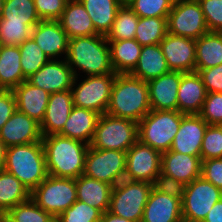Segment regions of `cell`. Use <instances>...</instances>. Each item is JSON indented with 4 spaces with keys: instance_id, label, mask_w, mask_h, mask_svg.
Returning <instances> with one entry per match:
<instances>
[{
    "instance_id": "cell-8",
    "label": "cell",
    "mask_w": 222,
    "mask_h": 222,
    "mask_svg": "<svg viewBox=\"0 0 222 222\" xmlns=\"http://www.w3.org/2000/svg\"><path fill=\"white\" fill-rule=\"evenodd\" d=\"M30 198L44 211L57 218L77 200L76 179L48 175L31 191Z\"/></svg>"
},
{
    "instance_id": "cell-45",
    "label": "cell",
    "mask_w": 222,
    "mask_h": 222,
    "mask_svg": "<svg viewBox=\"0 0 222 222\" xmlns=\"http://www.w3.org/2000/svg\"><path fill=\"white\" fill-rule=\"evenodd\" d=\"M41 20L58 21L68 0H33Z\"/></svg>"
},
{
    "instance_id": "cell-12",
    "label": "cell",
    "mask_w": 222,
    "mask_h": 222,
    "mask_svg": "<svg viewBox=\"0 0 222 222\" xmlns=\"http://www.w3.org/2000/svg\"><path fill=\"white\" fill-rule=\"evenodd\" d=\"M167 26L168 33L195 40L209 32L199 1L175 0Z\"/></svg>"
},
{
    "instance_id": "cell-37",
    "label": "cell",
    "mask_w": 222,
    "mask_h": 222,
    "mask_svg": "<svg viewBox=\"0 0 222 222\" xmlns=\"http://www.w3.org/2000/svg\"><path fill=\"white\" fill-rule=\"evenodd\" d=\"M139 17L129 6H121L116 14L111 30L107 33V40L135 39V32Z\"/></svg>"
},
{
    "instance_id": "cell-52",
    "label": "cell",
    "mask_w": 222,
    "mask_h": 222,
    "mask_svg": "<svg viewBox=\"0 0 222 222\" xmlns=\"http://www.w3.org/2000/svg\"><path fill=\"white\" fill-rule=\"evenodd\" d=\"M121 6H129L134 0H116Z\"/></svg>"
},
{
    "instance_id": "cell-38",
    "label": "cell",
    "mask_w": 222,
    "mask_h": 222,
    "mask_svg": "<svg viewBox=\"0 0 222 222\" xmlns=\"http://www.w3.org/2000/svg\"><path fill=\"white\" fill-rule=\"evenodd\" d=\"M19 50L21 54L20 64L26 79L50 60L32 38L21 43Z\"/></svg>"
},
{
    "instance_id": "cell-15",
    "label": "cell",
    "mask_w": 222,
    "mask_h": 222,
    "mask_svg": "<svg viewBox=\"0 0 222 222\" xmlns=\"http://www.w3.org/2000/svg\"><path fill=\"white\" fill-rule=\"evenodd\" d=\"M201 156L166 151L161 156L160 185L182 187L201 176Z\"/></svg>"
},
{
    "instance_id": "cell-10",
    "label": "cell",
    "mask_w": 222,
    "mask_h": 222,
    "mask_svg": "<svg viewBox=\"0 0 222 222\" xmlns=\"http://www.w3.org/2000/svg\"><path fill=\"white\" fill-rule=\"evenodd\" d=\"M115 76L116 74L86 76L78 85V77H74L70 89L74 106L95 111L100 115L106 113Z\"/></svg>"
},
{
    "instance_id": "cell-18",
    "label": "cell",
    "mask_w": 222,
    "mask_h": 222,
    "mask_svg": "<svg viewBox=\"0 0 222 222\" xmlns=\"http://www.w3.org/2000/svg\"><path fill=\"white\" fill-rule=\"evenodd\" d=\"M207 126L208 124L199 114H183L170 150L181 154L200 156Z\"/></svg>"
},
{
    "instance_id": "cell-53",
    "label": "cell",
    "mask_w": 222,
    "mask_h": 222,
    "mask_svg": "<svg viewBox=\"0 0 222 222\" xmlns=\"http://www.w3.org/2000/svg\"><path fill=\"white\" fill-rule=\"evenodd\" d=\"M3 4H4V0H0V17L2 14Z\"/></svg>"
},
{
    "instance_id": "cell-34",
    "label": "cell",
    "mask_w": 222,
    "mask_h": 222,
    "mask_svg": "<svg viewBox=\"0 0 222 222\" xmlns=\"http://www.w3.org/2000/svg\"><path fill=\"white\" fill-rule=\"evenodd\" d=\"M168 17H139L135 40L141 46L160 44L168 33Z\"/></svg>"
},
{
    "instance_id": "cell-6",
    "label": "cell",
    "mask_w": 222,
    "mask_h": 222,
    "mask_svg": "<svg viewBox=\"0 0 222 222\" xmlns=\"http://www.w3.org/2000/svg\"><path fill=\"white\" fill-rule=\"evenodd\" d=\"M138 141V123L107 113L100 115L90 147L125 151Z\"/></svg>"
},
{
    "instance_id": "cell-25",
    "label": "cell",
    "mask_w": 222,
    "mask_h": 222,
    "mask_svg": "<svg viewBox=\"0 0 222 222\" xmlns=\"http://www.w3.org/2000/svg\"><path fill=\"white\" fill-rule=\"evenodd\" d=\"M58 21L69 39L99 34L95 30L88 12L79 0H68Z\"/></svg>"
},
{
    "instance_id": "cell-50",
    "label": "cell",
    "mask_w": 222,
    "mask_h": 222,
    "mask_svg": "<svg viewBox=\"0 0 222 222\" xmlns=\"http://www.w3.org/2000/svg\"><path fill=\"white\" fill-rule=\"evenodd\" d=\"M99 222H132L123 217L116 216L109 211L102 213L101 220Z\"/></svg>"
},
{
    "instance_id": "cell-17",
    "label": "cell",
    "mask_w": 222,
    "mask_h": 222,
    "mask_svg": "<svg viewBox=\"0 0 222 222\" xmlns=\"http://www.w3.org/2000/svg\"><path fill=\"white\" fill-rule=\"evenodd\" d=\"M159 45L170 71L195 72V39L167 33Z\"/></svg>"
},
{
    "instance_id": "cell-7",
    "label": "cell",
    "mask_w": 222,
    "mask_h": 222,
    "mask_svg": "<svg viewBox=\"0 0 222 222\" xmlns=\"http://www.w3.org/2000/svg\"><path fill=\"white\" fill-rule=\"evenodd\" d=\"M153 186L145 181L121 180L113 186L108 211L129 221L141 222Z\"/></svg>"
},
{
    "instance_id": "cell-30",
    "label": "cell",
    "mask_w": 222,
    "mask_h": 222,
    "mask_svg": "<svg viewBox=\"0 0 222 222\" xmlns=\"http://www.w3.org/2000/svg\"><path fill=\"white\" fill-rule=\"evenodd\" d=\"M111 64L116 74H128L136 66L142 46L135 39L107 40Z\"/></svg>"
},
{
    "instance_id": "cell-23",
    "label": "cell",
    "mask_w": 222,
    "mask_h": 222,
    "mask_svg": "<svg viewBox=\"0 0 222 222\" xmlns=\"http://www.w3.org/2000/svg\"><path fill=\"white\" fill-rule=\"evenodd\" d=\"M205 86L195 72L183 73L177 96V110L183 114H199L206 98Z\"/></svg>"
},
{
    "instance_id": "cell-32",
    "label": "cell",
    "mask_w": 222,
    "mask_h": 222,
    "mask_svg": "<svg viewBox=\"0 0 222 222\" xmlns=\"http://www.w3.org/2000/svg\"><path fill=\"white\" fill-rule=\"evenodd\" d=\"M31 192L13 174L0 169V217L17 204L30 199Z\"/></svg>"
},
{
    "instance_id": "cell-27",
    "label": "cell",
    "mask_w": 222,
    "mask_h": 222,
    "mask_svg": "<svg viewBox=\"0 0 222 222\" xmlns=\"http://www.w3.org/2000/svg\"><path fill=\"white\" fill-rule=\"evenodd\" d=\"M77 200L99 209L109 210L113 185L81 175L76 179Z\"/></svg>"
},
{
    "instance_id": "cell-13",
    "label": "cell",
    "mask_w": 222,
    "mask_h": 222,
    "mask_svg": "<svg viewBox=\"0 0 222 222\" xmlns=\"http://www.w3.org/2000/svg\"><path fill=\"white\" fill-rule=\"evenodd\" d=\"M141 222H183L180 189L154 185Z\"/></svg>"
},
{
    "instance_id": "cell-22",
    "label": "cell",
    "mask_w": 222,
    "mask_h": 222,
    "mask_svg": "<svg viewBox=\"0 0 222 222\" xmlns=\"http://www.w3.org/2000/svg\"><path fill=\"white\" fill-rule=\"evenodd\" d=\"M74 107L70 90L50 94L45 115L40 123L42 136L59 134Z\"/></svg>"
},
{
    "instance_id": "cell-39",
    "label": "cell",
    "mask_w": 222,
    "mask_h": 222,
    "mask_svg": "<svg viewBox=\"0 0 222 222\" xmlns=\"http://www.w3.org/2000/svg\"><path fill=\"white\" fill-rule=\"evenodd\" d=\"M32 27L23 22H8L0 17V45L19 46L31 38Z\"/></svg>"
},
{
    "instance_id": "cell-40",
    "label": "cell",
    "mask_w": 222,
    "mask_h": 222,
    "mask_svg": "<svg viewBox=\"0 0 222 222\" xmlns=\"http://www.w3.org/2000/svg\"><path fill=\"white\" fill-rule=\"evenodd\" d=\"M102 212L88 204L76 200L67 210L56 219L58 222H99Z\"/></svg>"
},
{
    "instance_id": "cell-31",
    "label": "cell",
    "mask_w": 222,
    "mask_h": 222,
    "mask_svg": "<svg viewBox=\"0 0 222 222\" xmlns=\"http://www.w3.org/2000/svg\"><path fill=\"white\" fill-rule=\"evenodd\" d=\"M222 63V32H208L195 40V69Z\"/></svg>"
},
{
    "instance_id": "cell-2",
    "label": "cell",
    "mask_w": 222,
    "mask_h": 222,
    "mask_svg": "<svg viewBox=\"0 0 222 222\" xmlns=\"http://www.w3.org/2000/svg\"><path fill=\"white\" fill-rule=\"evenodd\" d=\"M151 111L147 81L131 74H116L106 113L137 123Z\"/></svg>"
},
{
    "instance_id": "cell-51",
    "label": "cell",
    "mask_w": 222,
    "mask_h": 222,
    "mask_svg": "<svg viewBox=\"0 0 222 222\" xmlns=\"http://www.w3.org/2000/svg\"><path fill=\"white\" fill-rule=\"evenodd\" d=\"M6 151L7 147L5 143L0 139V169H3L5 166Z\"/></svg>"
},
{
    "instance_id": "cell-35",
    "label": "cell",
    "mask_w": 222,
    "mask_h": 222,
    "mask_svg": "<svg viewBox=\"0 0 222 222\" xmlns=\"http://www.w3.org/2000/svg\"><path fill=\"white\" fill-rule=\"evenodd\" d=\"M1 18L23 22L32 28L41 21L33 0H4Z\"/></svg>"
},
{
    "instance_id": "cell-33",
    "label": "cell",
    "mask_w": 222,
    "mask_h": 222,
    "mask_svg": "<svg viewBox=\"0 0 222 222\" xmlns=\"http://www.w3.org/2000/svg\"><path fill=\"white\" fill-rule=\"evenodd\" d=\"M88 12L95 30L107 35L121 5L116 0H79Z\"/></svg>"
},
{
    "instance_id": "cell-47",
    "label": "cell",
    "mask_w": 222,
    "mask_h": 222,
    "mask_svg": "<svg viewBox=\"0 0 222 222\" xmlns=\"http://www.w3.org/2000/svg\"><path fill=\"white\" fill-rule=\"evenodd\" d=\"M201 176L222 190V158L203 160Z\"/></svg>"
},
{
    "instance_id": "cell-16",
    "label": "cell",
    "mask_w": 222,
    "mask_h": 222,
    "mask_svg": "<svg viewBox=\"0 0 222 222\" xmlns=\"http://www.w3.org/2000/svg\"><path fill=\"white\" fill-rule=\"evenodd\" d=\"M63 59H50L27 81L50 94L70 90L75 76L65 57Z\"/></svg>"
},
{
    "instance_id": "cell-28",
    "label": "cell",
    "mask_w": 222,
    "mask_h": 222,
    "mask_svg": "<svg viewBox=\"0 0 222 222\" xmlns=\"http://www.w3.org/2000/svg\"><path fill=\"white\" fill-rule=\"evenodd\" d=\"M169 71L160 45L154 44L142 46L138 62L129 74L143 81H149Z\"/></svg>"
},
{
    "instance_id": "cell-41",
    "label": "cell",
    "mask_w": 222,
    "mask_h": 222,
    "mask_svg": "<svg viewBox=\"0 0 222 222\" xmlns=\"http://www.w3.org/2000/svg\"><path fill=\"white\" fill-rule=\"evenodd\" d=\"M175 0H134L129 7L138 17H168Z\"/></svg>"
},
{
    "instance_id": "cell-9",
    "label": "cell",
    "mask_w": 222,
    "mask_h": 222,
    "mask_svg": "<svg viewBox=\"0 0 222 222\" xmlns=\"http://www.w3.org/2000/svg\"><path fill=\"white\" fill-rule=\"evenodd\" d=\"M179 189L183 222H203L213 205L222 198V190L202 176Z\"/></svg>"
},
{
    "instance_id": "cell-36",
    "label": "cell",
    "mask_w": 222,
    "mask_h": 222,
    "mask_svg": "<svg viewBox=\"0 0 222 222\" xmlns=\"http://www.w3.org/2000/svg\"><path fill=\"white\" fill-rule=\"evenodd\" d=\"M4 222H52L55 218L40 208L31 198L9 209L2 217Z\"/></svg>"
},
{
    "instance_id": "cell-46",
    "label": "cell",
    "mask_w": 222,
    "mask_h": 222,
    "mask_svg": "<svg viewBox=\"0 0 222 222\" xmlns=\"http://www.w3.org/2000/svg\"><path fill=\"white\" fill-rule=\"evenodd\" d=\"M207 93H222V63L212 68L195 69Z\"/></svg>"
},
{
    "instance_id": "cell-4",
    "label": "cell",
    "mask_w": 222,
    "mask_h": 222,
    "mask_svg": "<svg viewBox=\"0 0 222 222\" xmlns=\"http://www.w3.org/2000/svg\"><path fill=\"white\" fill-rule=\"evenodd\" d=\"M3 169L13 174L31 192L48 176L42 141L7 148Z\"/></svg>"
},
{
    "instance_id": "cell-3",
    "label": "cell",
    "mask_w": 222,
    "mask_h": 222,
    "mask_svg": "<svg viewBox=\"0 0 222 222\" xmlns=\"http://www.w3.org/2000/svg\"><path fill=\"white\" fill-rule=\"evenodd\" d=\"M65 59L75 77L79 75L76 69L82 70L87 76L116 74L105 35L70 38Z\"/></svg>"
},
{
    "instance_id": "cell-26",
    "label": "cell",
    "mask_w": 222,
    "mask_h": 222,
    "mask_svg": "<svg viewBox=\"0 0 222 222\" xmlns=\"http://www.w3.org/2000/svg\"><path fill=\"white\" fill-rule=\"evenodd\" d=\"M99 117L95 111L74 106L59 134L90 145Z\"/></svg>"
},
{
    "instance_id": "cell-24",
    "label": "cell",
    "mask_w": 222,
    "mask_h": 222,
    "mask_svg": "<svg viewBox=\"0 0 222 222\" xmlns=\"http://www.w3.org/2000/svg\"><path fill=\"white\" fill-rule=\"evenodd\" d=\"M13 92L16 98L17 110L41 123L45 115L50 93L32 85L27 80L17 86Z\"/></svg>"
},
{
    "instance_id": "cell-19",
    "label": "cell",
    "mask_w": 222,
    "mask_h": 222,
    "mask_svg": "<svg viewBox=\"0 0 222 222\" xmlns=\"http://www.w3.org/2000/svg\"><path fill=\"white\" fill-rule=\"evenodd\" d=\"M40 123L16 110L0 130V139L6 147L42 141Z\"/></svg>"
},
{
    "instance_id": "cell-29",
    "label": "cell",
    "mask_w": 222,
    "mask_h": 222,
    "mask_svg": "<svg viewBox=\"0 0 222 222\" xmlns=\"http://www.w3.org/2000/svg\"><path fill=\"white\" fill-rule=\"evenodd\" d=\"M20 59L19 46L0 45V90H14L27 80Z\"/></svg>"
},
{
    "instance_id": "cell-1",
    "label": "cell",
    "mask_w": 222,
    "mask_h": 222,
    "mask_svg": "<svg viewBox=\"0 0 222 222\" xmlns=\"http://www.w3.org/2000/svg\"><path fill=\"white\" fill-rule=\"evenodd\" d=\"M48 175L77 179L84 173L89 145L60 134L42 137Z\"/></svg>"
},
{
    "instance_id": "cell-14",
    "label": "cell",
    "mask_w": 222,
    "mask_h": 222,
    "mask_svg": "<svg viewBox=\"0 0 222 222\" xmlns=\"http://www.w3.org/2000/svg\"><path fill=\"white\" fill-rule=\"evenodd\" d=\"M162 153L139 140L126 152L124 179L160 184Z\"/></svg>"
},
{
    "instance_id": "cell-5",
    "label": "cell",
    "mask_w": 222,
    "mask_h": 222,
    "mask_svg": "<svg viewBox=\"0 0 222 222\" xmlns=\"http://www.w3.org/2000/svg\"><path fill=\"white\" fill-rule=\"evenodd\" d=\"M182 118L178 110H151L138 122V140L161 153L169 151Z\"/></svg>"
},
{
    "instance_id": "cell-43",
    "label": "cell",
    "mask_w": 222,
    "mask_h": 222,
    "mask_svg": "<svg viewBox=\"0 0 222 222\" xmlns=\"http://www.w3.org/2000/svg\"><path fill=\"white\" fill-rule=\"evenodd\" d=\"M199 115L208 125H222V93H207Z\"/></svg>"
},
{
    "instance_id": "cell-20",
    "label": "cell",
    "mask_w": 222,
    "mask_h": 222,
    "mask_svg": "<svg viewBox=\"0 0 222 222\" xmlns=\"http://www.w3.org/2000/svg\"><path fill=\"white\" fill-rule=\"evenodd\" d=\"M31 38L50 59L66 57L69 38L59 21L41 20L32 28Z\"/></svg>"
},
{
    "instance_id": "cell-49",
    "label": "cell",
    "mask_w": 222,
    "mask_h": 222,
    "mask_svg": "<svg viewBox=\"0 0 222 222\" xmlns=\"http://www.w3.org/2000/svg\"><path fill=\"white\" fill-rule=\"evenodd\" d=\"M203 222H222V198L213 205Z\"/></svg>"
},
{
    "instance_id": "cell-11",
    "label": "cell",
    "mask_w": 222,
    "mask_h": 222,
    "mask_svg": "<svg viewBox=\"0 0 222 222\" xmlns=\"http://www.w3.org/2000/svg\"><path fill=\"white\" fill-rule=\"evenodd\" d=\"M126 152L96 149L89 146L83 175L113 186L124 180Z\"/></svg>"
},
{
    "instance_id": "cell-48",
    "label": "cell",
    "mask_w": 222,
    "mask_h": 222,
    "mask_svg": "<svg viewBox=\"0 0 222 222\" xmlns=\"http://www.w3.org/2000/svg\"><path fill=\"white\" fill-rule=\"evenodd\" d=\"M16 110L13 90H0V130Z\"/></svg>"
},
{
    "instance_id": "cell-42",
    "label": "cell",
    "mask_w": 222,
    "mask_h": 222,
    "mask_svg": "<svg viewBox=\"0 0 222 222\" xmlns=\"http://www.w3.org/2000/svg\"><path fill=\"white\" fill-rule=\"evenodd\" d=\"M200 156L202 161L211 158H222V125L207 126Z\"/></svg>"
},
{
    "instance_id": "cell-44",
    "label": "cell",
    "mask_w": 222,
    "mask_h": 222,
    "mask_svg": "<svg viewBox=\"0 0 222 222\" xmlns=\"http://www.w3.org/2000/svg\"><path fill=\"white\" fill-rule=\"evenodd\" d=\"M209 32H222V0L199 1Z\"/></svg>"
},
{
    "instance_id": "cell-21",
    "label": "cell",
    "mask_w": 222,
    "mask_h": 222,
    "mask_svg": "<svg viewBox=\"0 0 222 222\" xmlns=\"http://www.w3.org/2000/svg\"><path fill=\"white\" fill-rule=\"evenodd\" d=\"M182 72L169 71L147 81L151 110H177Z\"/></svg>"
}]
</instances>
